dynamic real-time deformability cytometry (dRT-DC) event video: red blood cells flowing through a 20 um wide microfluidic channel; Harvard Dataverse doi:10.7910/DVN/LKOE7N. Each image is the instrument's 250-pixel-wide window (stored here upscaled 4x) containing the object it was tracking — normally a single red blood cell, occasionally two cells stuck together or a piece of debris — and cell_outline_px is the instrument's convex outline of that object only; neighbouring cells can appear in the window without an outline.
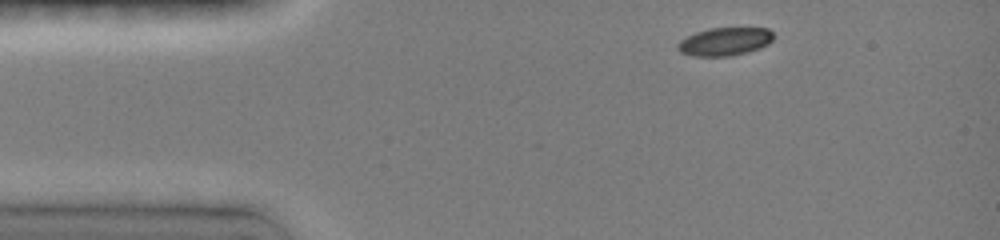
{"species": "common noctule bat (a hibernating species)", "species_latin": "Nyctalus noctula", "temperature_condition": "room temperature", "stored_images_in_passage": 42, "camera_frame_rate_fps": 3000, "um_per_image_px": 0.085, "animal": {"sex": "female", "body_mass_g": 19.0, "forearm_length_mm": 51.5}, "frame": {"image": 1, "passage_image": 1, "time_ms": 0.0, "image_size_px": [1000, 240], "cell_outline_px": [[772, 40], [768, 44], [760, 48], [748, 52], [732, 56], [692, 56], [680, 52], [676, 48], [676, 44], [680, 40], [696, 32], [708, 28], [768, 28], [772, 32]], "centroid_in_image_um": [61.58, 3.54], "position_along_channel_um": 23.4, "area_um2": 15.78}}
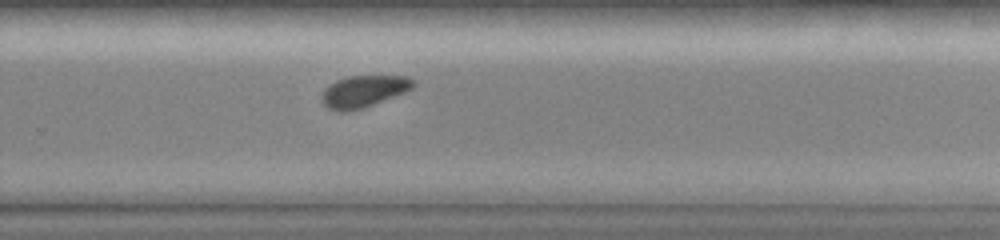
{"frame": {"image": 2, "passage_image": 24, "time_ms": 8.333, "image_size_px": [1000, 240], "cell_outline_px": [[416, 84], [412, 88], [404, 92], [364, 108], [348, 112], [336, 112], [328, 108], [320, 100], [320, 96], [324, 88], [336, 80], [348, 76], [408, 76], [416, 80]], "centroid_in_image_um": [30.88, 7.77], "position_along_channel_um": 298.9, "area_um2": 17.22}}
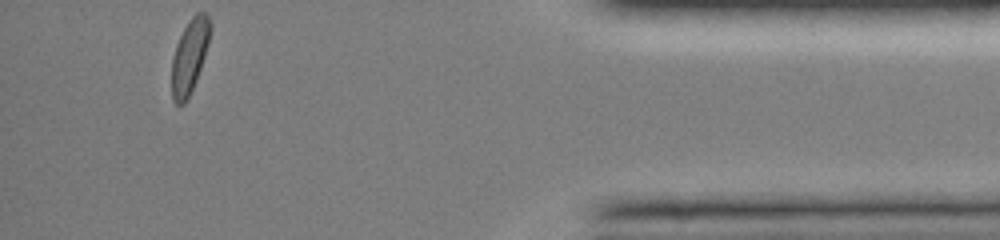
{"frame": {"image": 3, "passage_image": 42, "time_ms": 12.333, "image_size_px": [1000, 240], "cell_outline_px": [[212, 28], [208, 44], [196, 80], [184, 104], [176, 104], [172, 100], [172, 56], [176, 44], [188, 20], [196, 12], [204, 12], [208, 16], [212, 24]], "centroid_in_image_um": [16.12, 4.73], "position_along_channel_um": 419.1, "area_um2": 16.53}, "authors_computed_cell_mechanics": {"area_um2": 16.9065, "velocity_mm_per_s": 4.0267, "shape_relaxation_time_tau1_ms": 2.411, "shape_relaxation_time_tau2_ms": null, "deformation_change_tau1": 0.0755, "deformation_change_tau2": null}}